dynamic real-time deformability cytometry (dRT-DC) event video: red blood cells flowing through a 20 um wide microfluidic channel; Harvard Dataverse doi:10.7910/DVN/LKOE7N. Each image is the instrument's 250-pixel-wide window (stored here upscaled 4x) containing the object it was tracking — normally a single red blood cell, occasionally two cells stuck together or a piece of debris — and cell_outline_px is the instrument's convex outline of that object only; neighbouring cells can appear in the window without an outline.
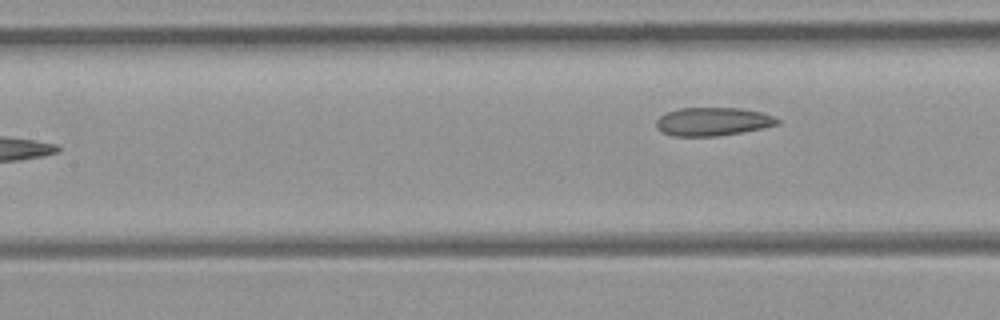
{"species": "common noctule bat (a hibernating species)", "species_latin": "Nyctalus noctula", "temperature_condition": "room temperature", "stored_images_in_passage": 6, "camera_frame_rate_fps": 3000, "um_per_image_px": 0.085, "animal": {"sex": "female", "body_mass_g": 21.9}, "frame": {"image": 1, "passage_image": 6, "time_ms": 1.667, "image_size_px": [1000, 320], "cell_outline_px": [[780, 124], [764, 128], [720, 136], [672, 136], [656, 128], [656, 120], [660, 116], [668, 112], [680, 108], [740, 108], [760, 112], [772, 116], [780, 120]], "centroid_in_image_um": [60.6, 10.34], "position_along_channel_um": 146.8, "area_um2": 20.0}}